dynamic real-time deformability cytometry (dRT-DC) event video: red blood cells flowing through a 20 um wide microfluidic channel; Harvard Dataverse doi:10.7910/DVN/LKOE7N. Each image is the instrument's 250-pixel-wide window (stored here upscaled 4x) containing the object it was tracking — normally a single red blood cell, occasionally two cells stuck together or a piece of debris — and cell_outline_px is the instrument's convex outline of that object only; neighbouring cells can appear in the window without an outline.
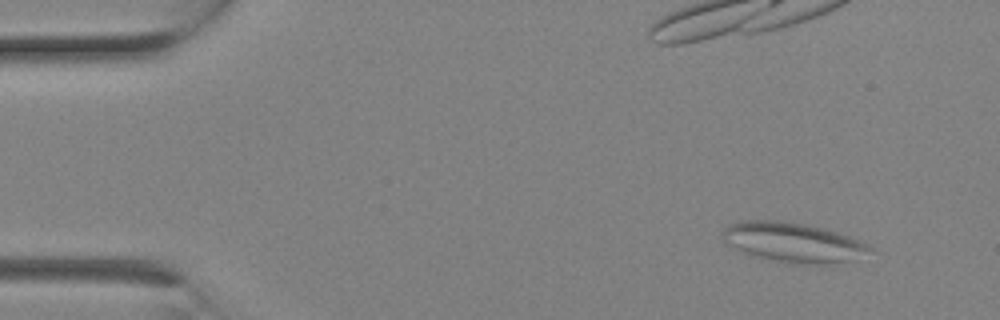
{"species": "Egyptian fruit bat (a non-hibernating species)", "species_latin": "Rousettus aegyptiacus", "temperature_condition": "room temperature", "stored_images_in_passage": 4, "segment_of_instrument_passage": [2, 2], "camera_frame_rate_fps": 3000, "um_per_image_px": 0.085, "animal": {"sex": "female"}, "frame": {"image": 1, "passage_image": 4, "time_ms": 1.0, "image_size_px": [1000, 320], "cell_outline_px": [[872, 248], [848, 260], [824, 264], [792, 264], [744, 252], [736, 248], [724, 240], [720, 232], [724, 228], [732, 224], [744, 220], [776, 220], [824, 228], [848, 236], [868, 244]], "centroid_in_image_um": [67.35, 20.58], "position_along_channel_um": 17.6, "area_um2": 32.89}}